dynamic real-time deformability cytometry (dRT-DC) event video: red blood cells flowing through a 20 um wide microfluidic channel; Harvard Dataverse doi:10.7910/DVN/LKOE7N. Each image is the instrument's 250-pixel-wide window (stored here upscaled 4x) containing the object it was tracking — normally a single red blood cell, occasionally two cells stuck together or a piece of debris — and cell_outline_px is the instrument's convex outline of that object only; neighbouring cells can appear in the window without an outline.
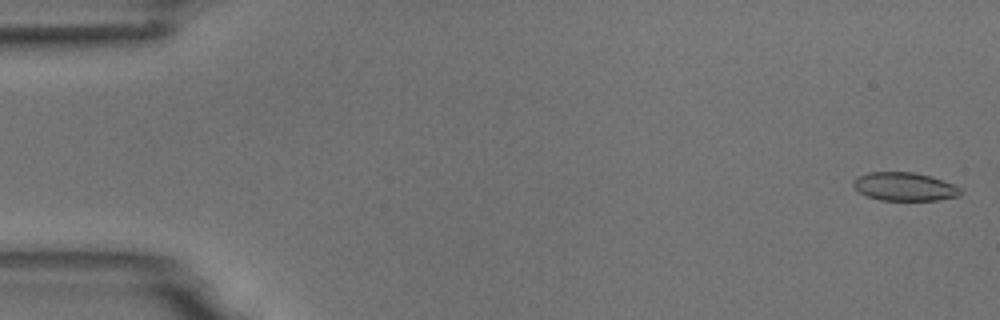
{"species": "common noctule bat (a hibernating species)", "species_latin": "Nyctalus noctula", "temperature_condition": "room temperature", "stored_images_in_passage": 55, "camera_frame_rate_fps": 3000, "um_per_image_px": 0.085, "animal": {"sex": "male", "body_mass_g": 18.8}, "frame": {"image": 1, "passage_image": 2, "time_ms": 0.333, "image_size_px": [1000, 320], "cell_outline_px": [[964, 192], [960, 196], [936, 200], [880, 200], [868, 196], [860, 192], [852, 184], [852, 180], [856, 176], [868, 172], [912, 172], [932, 176], [952, 184], [960, 188]], "centroid_in_image_um": [76.88, 15.86], "position_along_channel_um": 8.1, "area_um2": 17.8}}
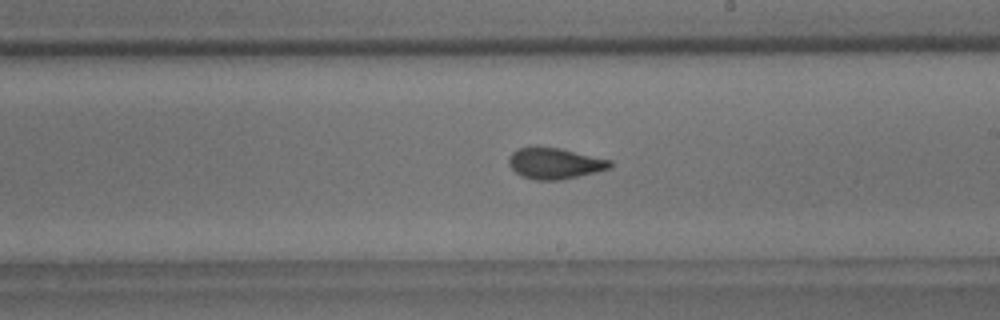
{"frame": {"image": 2, "passage_image": 32, "time_ms": 10.333, "image_size_px": [1000, 320], "cell_outline_px": [[612, 168], [596, 172], [560, 180], [536, 180], [520, 176], [508, 164], [508, 156], [516, 148], [528, 144], [560, 148], [612, 160]], "centroid_in_image_um": [47.1, 13.85], "position_along_channel_um": 241.9, "area_um2": 18.9}}
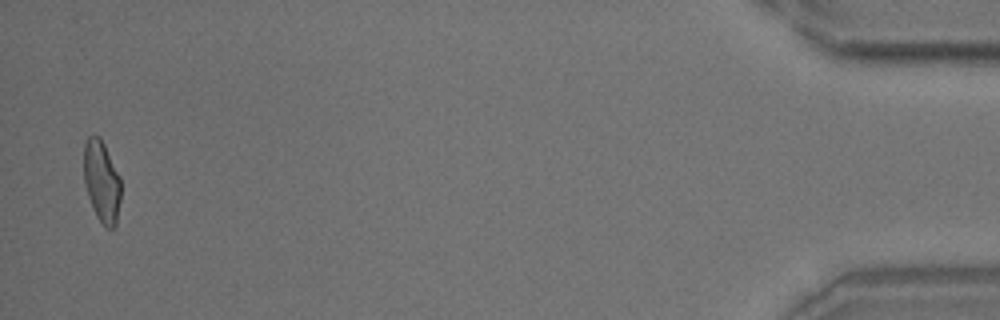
{"frame": {"image": 3, "passage_image": 54, "time_ms": 17.667, "image_size_px": [1000, 320], "cell_outline_px": [[120, 200], [116, 224], [112, 228], [104, 228], [96, 216], [88, 196], [84, 184], [84, 144], [88, 136], [100, 136], [120, 176]], "centroid_in_image_um": [8.64, 15.43], "position_along_channel_um": 426.6, "area_um2": 17.69}, "authors_computed_cell_mechanics": {"area_um2": 18.2648, "velocity_mm_per_s": 3.7217, "shape_relaxation_time_tau1_ms": 8.4342, "shape_relaxation_time_tau2_ms": 1.388, "deformation_change_tau1": 0.1861, "deformation_change_tau2": 0.0723}}